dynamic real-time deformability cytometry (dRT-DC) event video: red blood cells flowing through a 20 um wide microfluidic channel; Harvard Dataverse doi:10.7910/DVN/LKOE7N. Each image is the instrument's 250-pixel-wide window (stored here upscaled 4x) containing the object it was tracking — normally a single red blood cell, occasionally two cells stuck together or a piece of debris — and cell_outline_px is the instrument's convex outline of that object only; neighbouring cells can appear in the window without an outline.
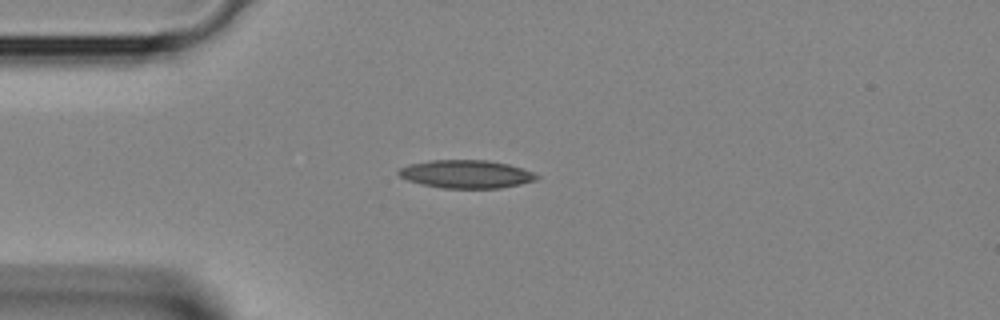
{"species": "Egyptian fruit bat (a non-hibernating species)", "species_latin": "Rousettus aegyptiacus", "temperature_condition": "room temperature", "stored_images_in_passage": 28, "camera_frame_rate_fps": 3000, "um_per_image_px": 0.085, "animal": {"sex": "female"}, "frame": {"image": 1, "passage_image": 3, "time_ms": 0.667, "image_size_px": [1000, 320], "cell_outline_px": [[540, 176], [536, 180], [520, 184], [500, 188], [440, 188], [408, 180], [400, 176], [396, 172], [400, 168], [408, 164], [432, 160], [488, 160], [508, 164], [532, 172]], "centroid_in_image_um": [39.62, 14.79], "position_along_channel_um": 45.4, "area_um2": 22.48}}
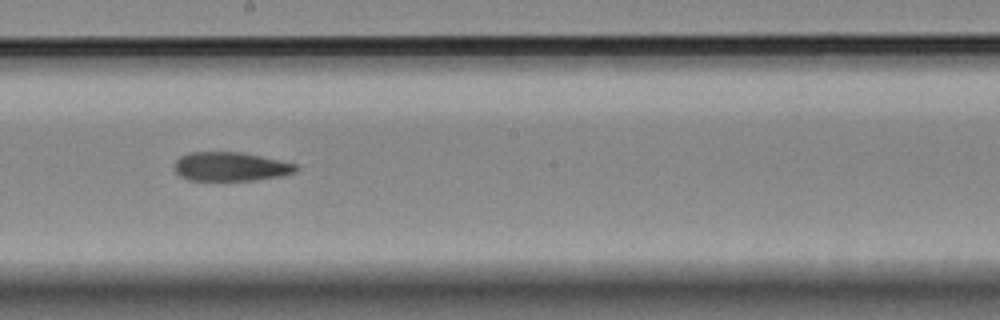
{"frame": {"image": 2, "passage_image": 15, "time_ms": 4.667, "image_size_px": [1000, 320], "cell_outline_px": [[300, 168], [296, 172], [284, 176], [256, 180], [188, 180], [180, 176], [176, 172], [176, 160], [180, 156], [192, 152], [240, 152], [280, 160], [296, 164]], "centroid_in_image_um": [19.65, 14.17], "position_along_channel_um": 228.5, "area_um2": 20.52}}
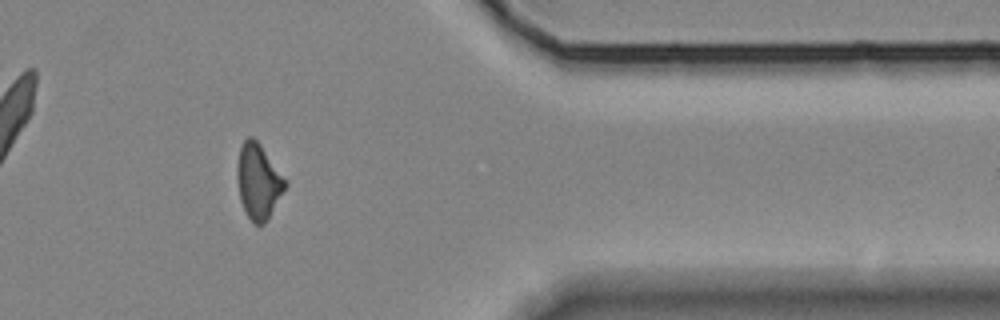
{"frame": {"image": 3, "passage_image": 26, "time_ms": 8.333, "image_size_px": [1000, 320], "cell_outline_px": [[288, 184], [268, 220], [264, 224], [256, 224], [248, 216], [240, 200], [236, 176], [236, 168], [240, 148], [244, 140], [248, 136], [252, 136], [260, 144]], "centroid_in_image_um": [21.95, 15.42], "position_along_channel_um": 389.5, "area_um2": 20.81}}